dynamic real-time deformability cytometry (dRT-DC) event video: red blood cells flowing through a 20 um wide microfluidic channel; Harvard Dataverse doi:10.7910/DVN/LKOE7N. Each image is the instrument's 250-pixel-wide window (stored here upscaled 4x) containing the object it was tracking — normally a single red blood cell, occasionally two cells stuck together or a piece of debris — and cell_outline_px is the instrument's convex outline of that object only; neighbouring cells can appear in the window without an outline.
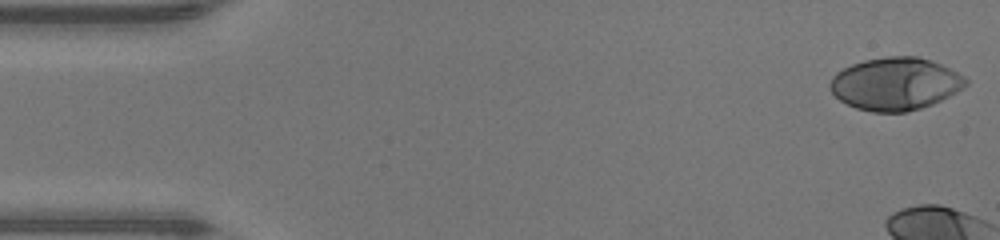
{"species": "human", "species_latin": "Homo sapiens", "temperature_condition": "warm", "stored_images_in_passage": 8, "camera_frame_rate_fps": 3000, "um_per_image_px": 0.085, "donor": {"sex": "male"}, "frame": {"image": 1, "passage_image": 1, "time_ms": 0.0, "image_size_px": [1000, 240], "cell_outline_px": [[968, 84], [956, 92], [932, 104], [920, 108], [904, 112], [872, 112], [856, 108], [840, 100], [832, 92], [828, 84], [832, 76], [836, 72], [852, 64], [864, 60], [888, 56], [916, 56], [932, 60], [964, 76], [968, 80]], "centroid_in_image_um": [76.09, 7.12], "position_along_channel_um": 8.9, "area_um2": 41.5}}